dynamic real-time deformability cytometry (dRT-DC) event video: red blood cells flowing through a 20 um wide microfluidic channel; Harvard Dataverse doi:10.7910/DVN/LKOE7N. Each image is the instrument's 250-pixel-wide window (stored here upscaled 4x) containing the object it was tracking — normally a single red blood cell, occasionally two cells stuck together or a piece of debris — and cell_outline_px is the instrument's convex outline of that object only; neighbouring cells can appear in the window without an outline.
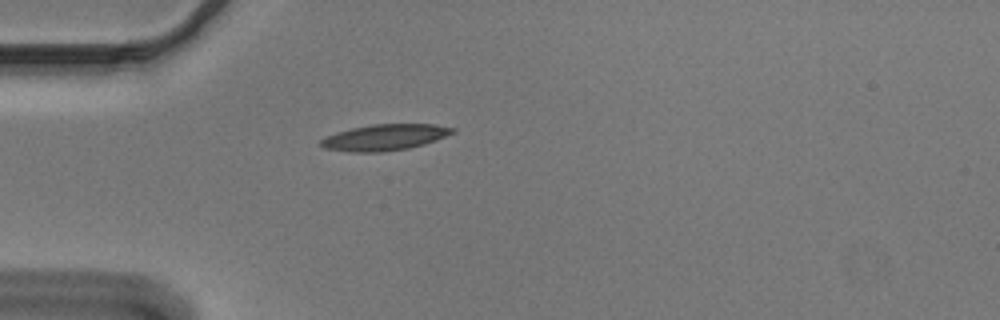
{"species": "Egyptian fruit bat (a non-hibernating species)", "species_latin": "Rousettus aegyptiacus", "temperature_condition": "cold", "stored_images_in_passage": 40, "camera_frame_rate_fps": 3000, "um_per_image_px": 0.085, "animal": {"sex": "male"}, "frame": {"image": 1, "passage_image": 1, "time_ms": 0.0, "image_size_px": [1000, 320], "cell_outline_px": [[456, 132], [436, 140], [424, 144], [408, 148], [380, 152], [348, 152], [324, 148], [320, 144], [320, 140], [336, 132], [352, 128], [372, 124], [436, 124], [456, 128]], "centroid_in_image_um": [32.73, 11.67], "position_along_channel_um": 52.3, "area_um2": 20.06}}
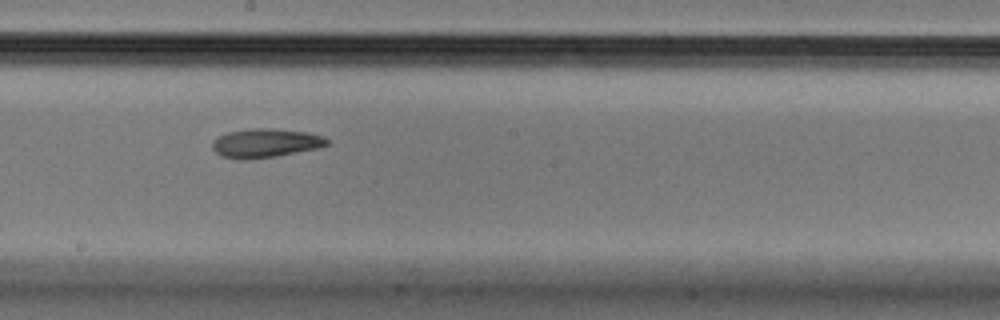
{"frame": {"image": 2, "passage_image": 16, "time_ms": 5.0, "image_size_px": [1000, 320], "cell_outline_px": [[328, 144], [320, 148], [276, 156], [248, 160], [240, 160], [220, 156], [212, 148], [212, 140], [228, 132], [252, 128], [272, 128], [308, 132], [324, 136], [328, 140]], "centroid_in_image_um": [22.57, 12.17], "position_along_channel_um": 225.6, "area_um2": 19.54}}
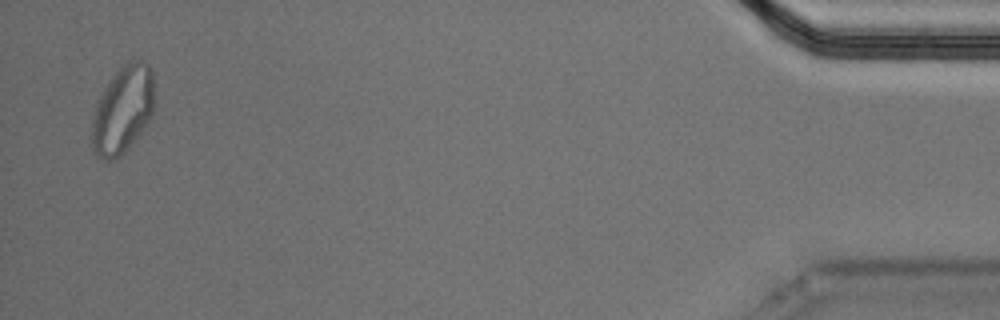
{"frame": {"image": 3, "passage_image": 39, "time_ms": 12.667, "image_size_px": [1000, 320], "cell_outline_px": [[152, 116], [144, 128], [128, 148], [116, 160], [104, 160], [96, 156], [92, 148], [92, 116], [96, 104], [104, 88], [112, 76], [128, 60], [144, 60], [152, 68]], "centroid_in_image_um": [10.41, 9.35], "position_along_channel_um": 424.8, "area_um2": 31.79}, "authors_computed_cell_mechanics": {"area_um2": 19.5653, "velocity_mm_per_s": 3.6578, "shape_relaxation_time_tau1_ms": 6.9966, "shape_relaxation_time_tau2_ms": 5.2343, "deformation_change_tau1": 0.1821, "deformation_change_tau2": 0.1047}}